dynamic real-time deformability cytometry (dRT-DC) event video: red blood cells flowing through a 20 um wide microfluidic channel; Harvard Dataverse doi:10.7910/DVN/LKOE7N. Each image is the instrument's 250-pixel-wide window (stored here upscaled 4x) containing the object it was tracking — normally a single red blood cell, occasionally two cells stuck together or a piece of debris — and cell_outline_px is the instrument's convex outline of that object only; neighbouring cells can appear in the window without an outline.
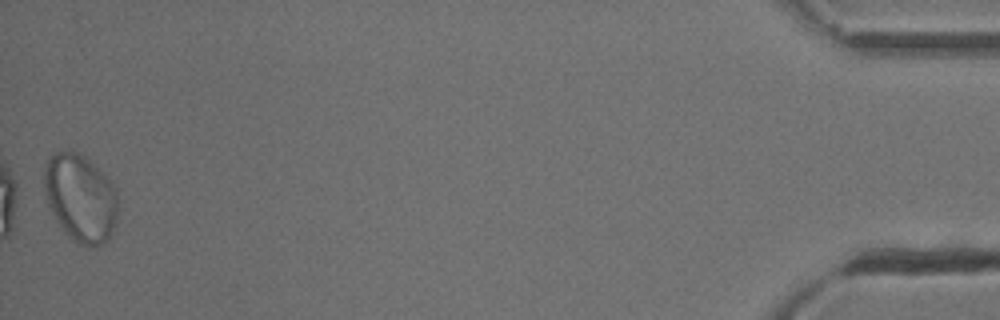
{"species": "common noctule bat (a hibernating species)", "species_latin": "Nyctalus noctula", "temperature_condition": "cold", "stored_images_in_passage": 54, "camera_frame_rate_fps": 3000, "um_per_image_px": 0.085, "animal": {"sex": "male", "body_mass_g": 13.3}, "frame": {"image": 1, "passage_image": 54, "time_ms": 17.667, "image_size_px": [1000, 320], "cell_outline_px": [[116, 224], [108, 240], [96, 248], [88, 248], [72, 240], [64, 232], [48, 204], [44, 188], [44, 172], [48, 160], [56, 152], [72, 148], [84, 156], [116, 188]], "centroid_in_image_um": [6.83, 16.85], "position_along_channel_um": 428.4, "area_um2": 37.51}, "authors_computed_cell_mechanics": {"area_um2": 27.4839, "velocity_mm_per_s": 3.7216, "shape_relaxation_time_tau1_ms": null, "shape_relaxation_time_tau2_ms": 1.0806, "deformation_change_tau1": null, "deformation_change_tau2": 0.0692}}